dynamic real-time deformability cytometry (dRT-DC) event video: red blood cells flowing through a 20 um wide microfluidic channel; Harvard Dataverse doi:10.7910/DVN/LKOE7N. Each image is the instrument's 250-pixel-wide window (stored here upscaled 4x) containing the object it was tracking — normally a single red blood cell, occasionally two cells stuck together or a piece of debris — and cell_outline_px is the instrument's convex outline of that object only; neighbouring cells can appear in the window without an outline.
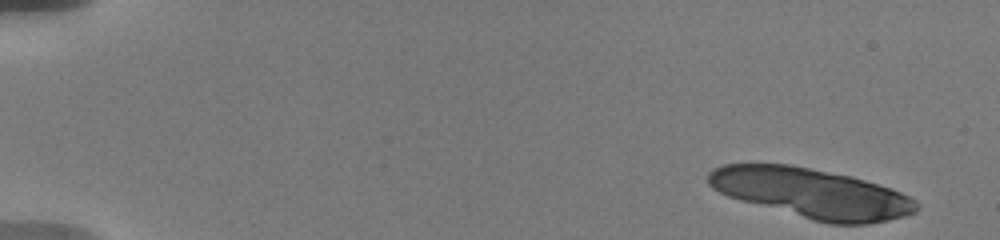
{"species": "human", "species_latin": "Homo sapiens", "temperature_condition": "warm", "stored_images_in_passage": 17, "camera_frame_rate_fps": 3000, "um_per_image_px": 0.085, "donor": {"sex": "male"}, "frame": {"image": 1, "passage_image": 1, "time_ms": 0.0, "image_size_px": [1000, 240], "cell_outline_px": [[920, 204], [916, 212], [904, 216], [888, 220], [868, 224], [828, 224], [812, 220], [740, 200], [728, 196], [712, 188], [708, 184], [708, 172], [712, 168], [724, 164], [788, 164], [852, 176], [900, 192], [908, 196]], "centroid_in_image_um": [68.97, 16.43], "position_along_channel_um": 16.0, "area_um2": 60.11}}
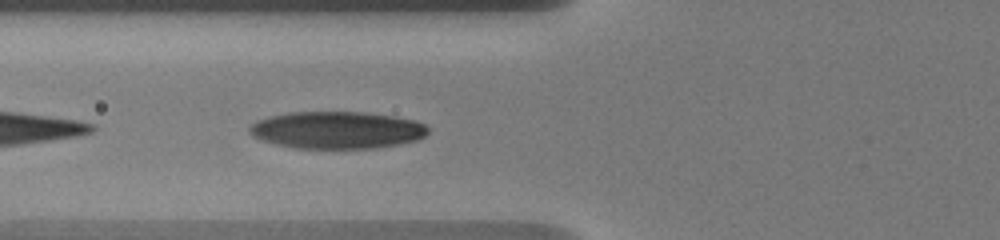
{"frame": {"image": 2, "passage_image": 17, "time_ms": 6.667, "image_size_px": [1000, 240], "cell_outline_px": [[428, 132], [420, 140], [400, 144], [376, 148], [296, 148], [276, 144], [252, 136], [248, 132], [248, 128], [256, 120], [268, 116], [288, 112], [364, 112], [396, 116], [416, 120], [424, 124], [428, 128]], "centroid_in_image_um": [28.66, 11.05], "position_along_channel_um": 97.1, "area_um2": 39.02}}